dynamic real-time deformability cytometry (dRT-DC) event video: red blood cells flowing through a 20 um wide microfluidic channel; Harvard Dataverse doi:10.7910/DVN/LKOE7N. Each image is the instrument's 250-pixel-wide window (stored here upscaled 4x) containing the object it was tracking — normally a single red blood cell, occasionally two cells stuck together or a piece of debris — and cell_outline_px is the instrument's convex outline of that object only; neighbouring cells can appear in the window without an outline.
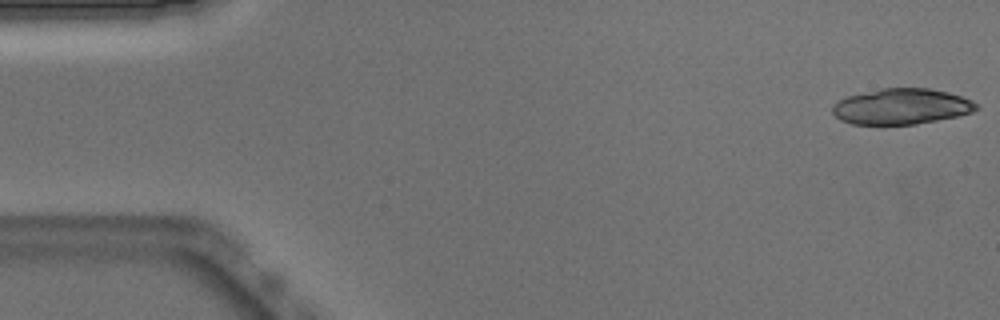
{"species": "Egyptian fruit bat (a non-hibernating species)", "species_latin": "Rousettus aegyptiacus", "temperature_condition": "warm", "stored_images_in_passage": 14, "camera_frame_rate_fps": 3000, "um_per_image_px": 0.085, "animal": {"sex": "male"}, "frame": {"image": 1, "passage_image": 1, "time_ms": 0.0, "image_size_px": [1000, 320], "cell_outline_px": [[980, 108], [972, 112], [956, 116], [916, 124], [852, 124], [840, 120], [832, 112], [832, 108], [840, 100], [848, 96], [884, 88], [928, 88], [948, 92], [972, 100], [980, 104]], "centroid_in_image_um": [76.67, 9.05], "position_along_channel_um": 8.3, "area_um2": 29.71}}
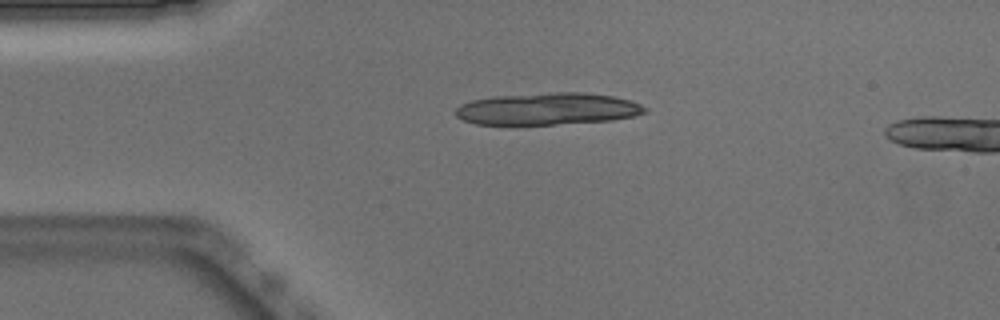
{"frame": {"image": 2, "passage_image": 11, "time_ms": 3.333, "image_size_px": [1000, 320], "cell_outline_px": [[648, 108], [644, 112], [632, 116], [612, 120], [556, 124], [476, 124], [464, 120], [456, 116], [456, 108], [460, 104], [472, 100], [496, 96], [548, 92], [584, 92], [612, 96], [632, 100]], "centroid_in_image_um": [46.55, 9.24], "position_along_channel_um": 38.4, "area_um2": 35.2}}